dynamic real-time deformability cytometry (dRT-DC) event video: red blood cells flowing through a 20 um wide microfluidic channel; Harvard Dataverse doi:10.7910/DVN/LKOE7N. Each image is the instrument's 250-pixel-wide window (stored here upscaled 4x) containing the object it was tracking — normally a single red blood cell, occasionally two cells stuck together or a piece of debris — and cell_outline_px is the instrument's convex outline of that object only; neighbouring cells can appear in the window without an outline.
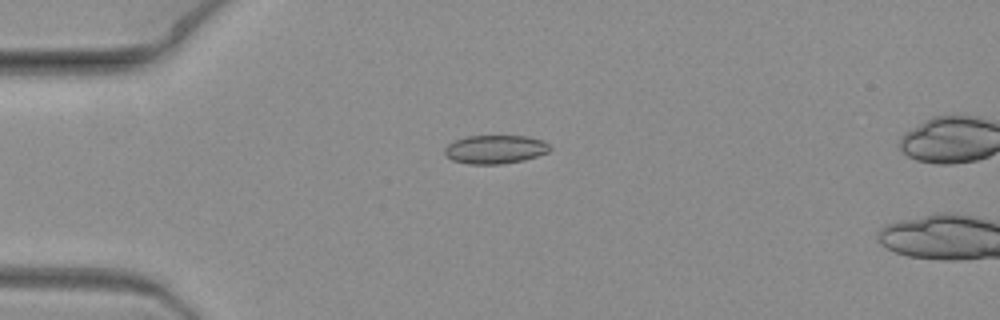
{"species": "common noctule bat (a hibernating species)", "species_latin": "Nyctalus noctula", "temperature_condition": "warm", "stored_images_in_passage": 2, "camera_frame_rate_fps": 3000, "um_per_image_px": 0.085, "animal": {"sex": "female", "body_mass_g": 19.3, "forearm_length_mm": 54.1}, "frame": {"image": 1, "passage_image": 1, "time_ms": 0.0, "image_size_px": [1000, 320], "cell_outline_px": [[552, 148], [548, 152], [524, 160], [500, 164], [468, 164], [452, 160], [444, 152], [444, 148], [448, 144], [456, 140], [468, 136], [528, 136], [544, 140]], "centroid_in_image_um": [42.11, 12.69], "position_along_channel_um": 42.9, "area_um2": 17.51}}